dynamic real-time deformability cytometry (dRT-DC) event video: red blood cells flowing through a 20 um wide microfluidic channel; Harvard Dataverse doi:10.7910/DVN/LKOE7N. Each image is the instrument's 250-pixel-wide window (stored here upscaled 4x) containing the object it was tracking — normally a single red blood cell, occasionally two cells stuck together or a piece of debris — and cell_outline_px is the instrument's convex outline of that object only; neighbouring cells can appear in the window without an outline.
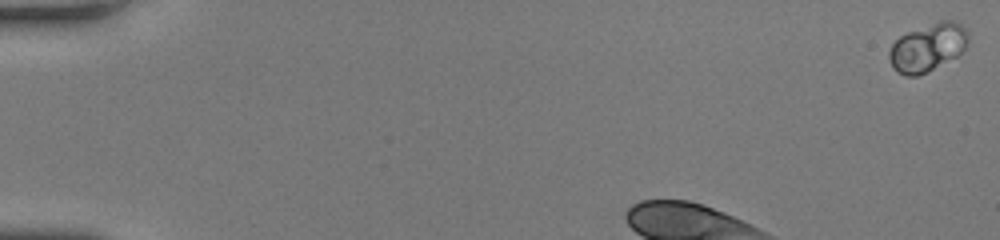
{"species": "human", "species_latin": "Homo sapiens", "temperature_condition": "room temperature", "stored_images_in_passage": 36, "segment_of_instrument_passage": [1, 2], "camera_frame_rate_fps": 3000, "um_per_image_px": 0.085, "donor": {"sex": "female"}, "frame": {"image": 1, "passage_image": 1, "time_ms": 0.0, "image_size_px": [1000, 240], "cell_outline_px": [[968, 44], [956, 56], [928, 72], [916, 76], [908, 76], [892, 68], [888, 60], [888, 52], [892, 44], [900, 36], [908, 32], [940, 20], [952, 20], [960, 24], [968, 32]], "centroid_in_image_um": [78.84, 4.03], "position_along_channel_um": 6.2, "area_um2": 21.96}}